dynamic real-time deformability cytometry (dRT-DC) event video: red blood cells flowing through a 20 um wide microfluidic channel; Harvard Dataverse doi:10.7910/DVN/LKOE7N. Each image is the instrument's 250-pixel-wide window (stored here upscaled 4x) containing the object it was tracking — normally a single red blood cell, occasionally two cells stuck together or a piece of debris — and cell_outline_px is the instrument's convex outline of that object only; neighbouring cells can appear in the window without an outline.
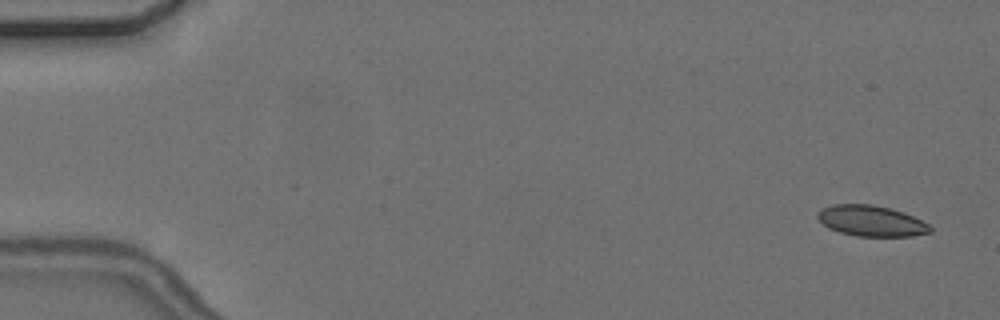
{"species": "common noctule bat (a hibernating species)", "species_latin": "Nyctalus noctula", "temperature_condition": "cold", "stored_images_in_passage": 6, "segment_of_instrument_passage": [2, 2], "camera_frame_rate_fps": 3000, "um_per_image_px": 0.085, "animal": {"sex": "female", "body_mass_g": 24.6, "forearm_length_mm": 56.2}, "frame": {"image": 1, "passage_image": 6, "time_ms": 7.0, "image_size_px": [1000, 320], "cell_outline_px": [[932, 232], [912, 236], [856, 236], [840, 232], [828, 228], [816, 216], [816, 212], [832, 204], [872, 204], [888, 208], [912, 216], [928, 224], [932, 228]], "centroid_in_image_um": [74.03, 18.78], "position_along_channel_um": 11.0, "area_um2": 20.0}}